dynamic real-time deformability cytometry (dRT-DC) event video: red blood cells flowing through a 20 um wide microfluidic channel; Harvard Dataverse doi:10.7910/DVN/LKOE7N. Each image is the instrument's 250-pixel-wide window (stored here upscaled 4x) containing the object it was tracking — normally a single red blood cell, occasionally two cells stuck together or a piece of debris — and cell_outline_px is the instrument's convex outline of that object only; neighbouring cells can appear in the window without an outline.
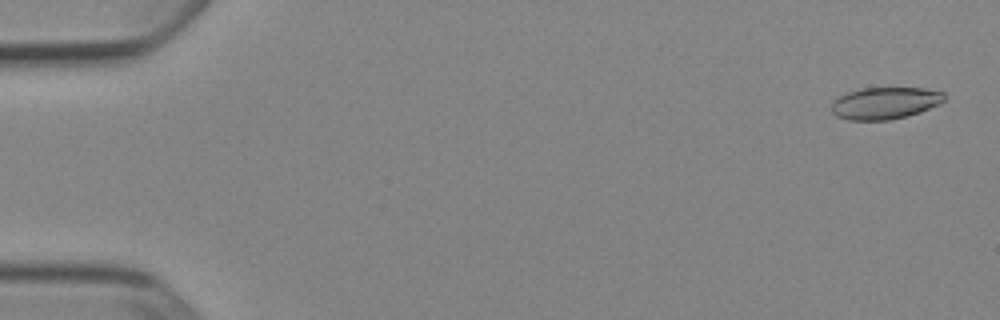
{"species": "Egyptian fruit bat (a non-hibernating species)", "species_latin": "Rousettus aegyptiacus", "temperature_condition": "cold", "stored_images_in_passage": 14, "camera_frame_rate_fps": 3000, "um_per_image_px": 0.085, "animal": {"sex": "female"}, "frame": {"image": 1, "passage_image": 2, "time_ms": 0.333, "image_size_px": [1000, 320], "cell_outline_px": [[944, 100], [940, 104], [920, 112], [908, 116], [888, 120], [848, 120], [836, 116], [832, 112], [832, 100], [848, 92], [860, 88], [924, 88], [944, 92]], "centroid_in_image_um": [75.22, 8.76], "position_along_channel_um": 9.8, "area_um2": 21.1}}